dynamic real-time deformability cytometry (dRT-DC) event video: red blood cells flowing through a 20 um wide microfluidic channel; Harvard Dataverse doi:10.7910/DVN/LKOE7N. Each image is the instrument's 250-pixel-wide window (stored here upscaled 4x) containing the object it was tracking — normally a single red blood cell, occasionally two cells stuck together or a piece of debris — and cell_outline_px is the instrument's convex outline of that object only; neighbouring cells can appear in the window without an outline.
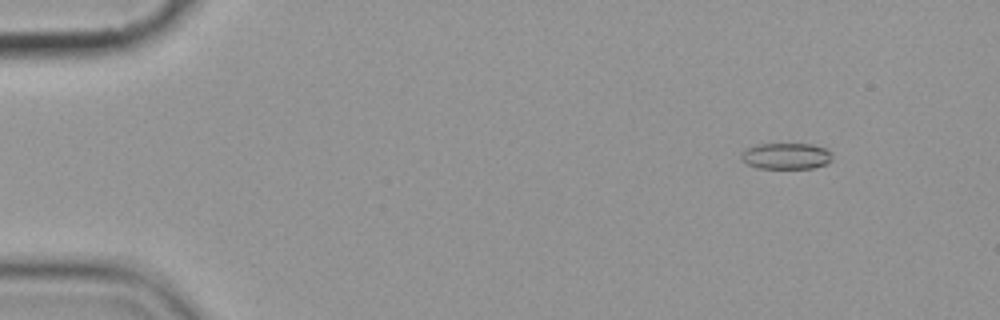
{"species": "common noctule bat (a hibernating species)", "species_latin": "Nyctalus noctula", "temperature_condition": "cold", "stored_images_in_passage": 5, "camera_frame_rate_fps": 3000, "um_per_image_px": 0.085, "animal": {"sex": "female", "body_mass_g": 19.9}, "frame": {"image": 1, "passage_image": 2, "time_ms": 1.333, "image_size_px": [1000, 320], "cell_outline_px": [[832, 160], [828, 164], [812, 168], [756, 168], [740, 160], [740, 152], [756, 144], [812, 144], [824, 148], [832, 156]], "centroid_in_image_um": [66.78, 13.27], "position_along_channel_um": 18.2, "area_um2": 13.99}}
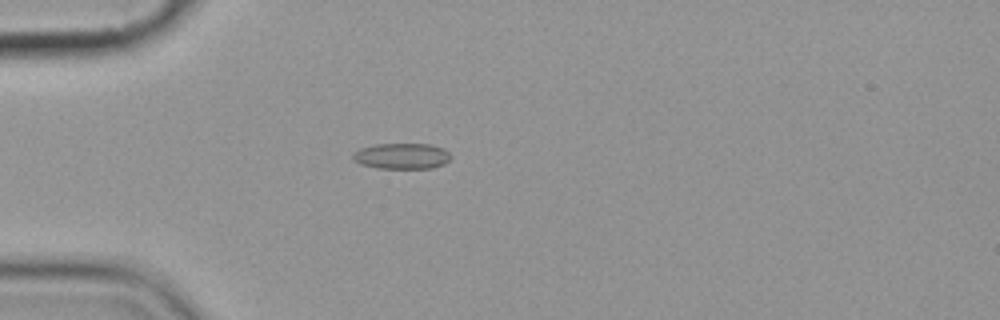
{"frame": {"image": 2, "passage_image": 5, "time_ms": 4.667, "image_size_px": [1000, 320], "cell_outline_px": [[452, 156], [444, 164], [432, 168], [376, 168], [360, 164], [352, 160], [352, 152], [360, 148], [376, 144], [432, 144], [444, 148]], "centroid_in_image_um": [34.13, 13.26], "position_along_channel_um": 50.9, "area_um2": 14.91}}